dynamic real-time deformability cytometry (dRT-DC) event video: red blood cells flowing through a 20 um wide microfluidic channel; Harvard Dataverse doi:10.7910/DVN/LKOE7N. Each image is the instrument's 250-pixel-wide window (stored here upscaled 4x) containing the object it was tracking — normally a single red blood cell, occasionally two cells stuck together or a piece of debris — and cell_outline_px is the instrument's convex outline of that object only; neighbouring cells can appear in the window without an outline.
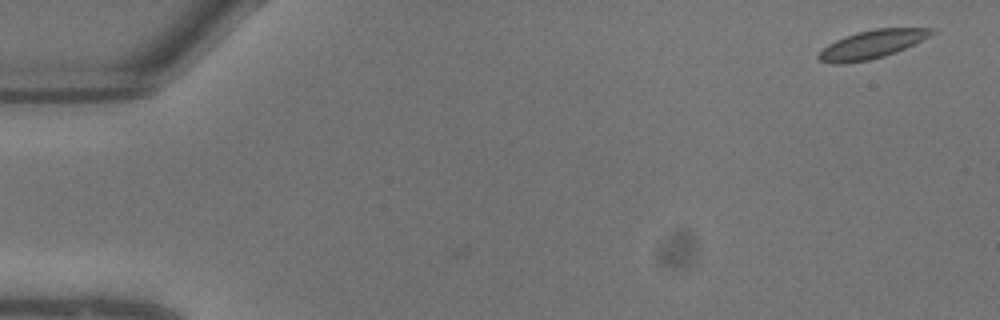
{"species": "common noctule bat (a hibernating species)", "species_latin": "Nyctalus noctula", "temperature_condition": "warm", "stored_images_in_passage": 7, "camera_frame_rate_fps": 3000, "um_per_image_px": 0.085, "animal": {"sex": "male", "body_mass_g": 13.3}, "frame": {"image": 1, "passage_image": 1, "time_ms": 0.0, "image_size_px": [1000, 320], "cell_outline_px": [[936, 32], [896, 52], [884, 56], [868, 60], [844, 64], [832, 64], [820, 60], [816, 56], [828, 44], [844, 36], [856, 32], [876, 28], [936, 28]], "centroid_in_image_um": [74.08, 3.77], "position_along_channel_um": 10.9, "area_um2": 18.5}}
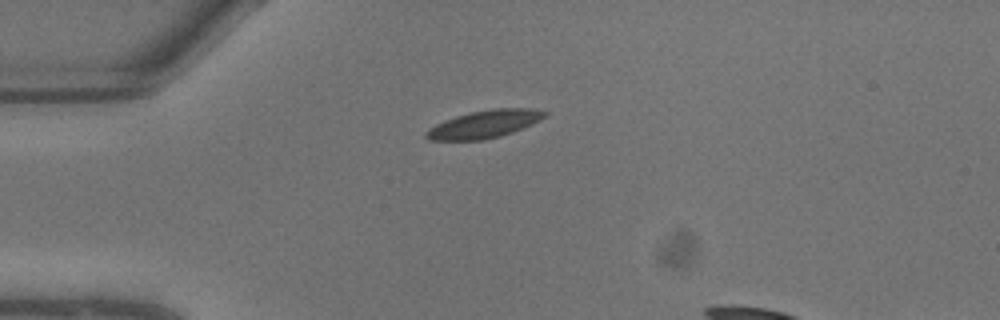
{"frame": {"image": 2, "passage_image": 6, "time_ms": 1.667, "image_size_px": [1000, 320], "cell_outline_px": [[548, 116], [532, 124], [512, 132], [500, 136], [484, 140], [428, 140], [424, 136], [424, 132], [428, 128], [436, 124], [456, 116], [472, 112], [492, 108], [532, 108], [548, 112]], "centroid_in_image_um": [41.18, 10.55], "position_along_channel_um": 43.8, "area_um2": 19.19}}